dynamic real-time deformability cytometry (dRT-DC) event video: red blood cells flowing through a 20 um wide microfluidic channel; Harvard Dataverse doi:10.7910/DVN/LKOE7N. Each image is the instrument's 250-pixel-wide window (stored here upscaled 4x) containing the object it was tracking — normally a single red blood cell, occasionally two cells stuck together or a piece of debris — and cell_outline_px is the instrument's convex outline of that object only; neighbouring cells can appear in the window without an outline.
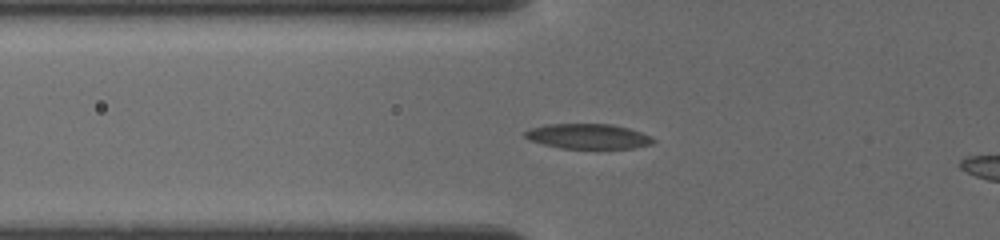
{"species": "common noctule bat (a hibernating species)", "species_latin": "Nyctalus noctula", "temperature_condition": "cold", "stored_images_in_passage": 10, "camera_frame_rate_fps": 3000, "um_per_image_px": 0.085, "animal": {"sex": "female", "body_mass_g": 19.5, "forearm_length_mm": 54.1}, "frame": {"image": 1, "passage_image": 7, "time_ms": 3.333, "image_size_px": [1000, 240], "cell_outline_px": [[656, 140], [652, 144], [632, 148], [560, 148], [528, 140], [524, 136], [524, 132], [532, 128], [548, 124], [612, 124], [628, 128], [652, 136]], "centroid_in_image_um": [50.0, 11.58], "position_along_channel_um": 75.8, "area_um2": 18.61}}
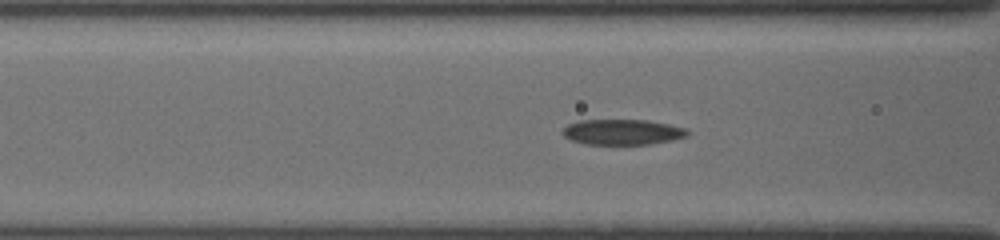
{"frame": {"image": 2, "passage_image": 9, "time_ms": 4.333, "image_size_px": [1000, 240], "cell_outline_px": [[688, 136], [672, 140], [652, 144], [584, 144], [572, 140], [564, 136], [560, 132], [568, 124], [580, 120], [648, 120], [668, 124], [684, 128], [688, 132]], "centroid_in_image_um": [52.88, 11.22], "position_along_channel_um": 113.7, "area_um2": 18.5}}